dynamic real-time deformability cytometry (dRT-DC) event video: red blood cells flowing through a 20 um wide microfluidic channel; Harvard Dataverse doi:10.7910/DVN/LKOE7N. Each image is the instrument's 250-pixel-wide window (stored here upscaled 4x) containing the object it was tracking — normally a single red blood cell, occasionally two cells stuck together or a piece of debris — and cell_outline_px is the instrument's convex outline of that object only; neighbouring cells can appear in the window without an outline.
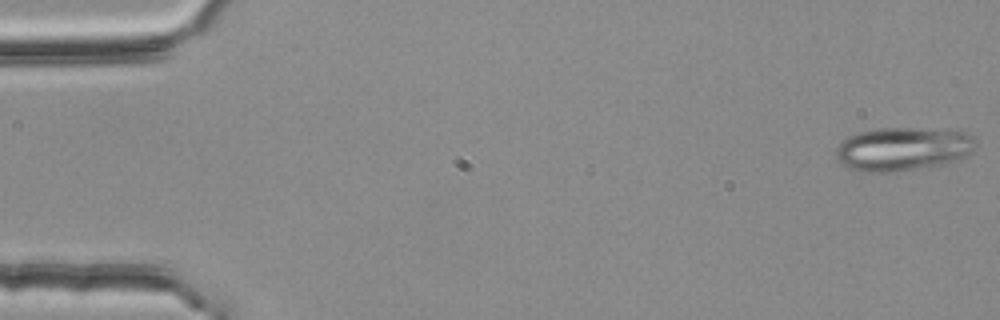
{"species": "common noctule bat (a hibernating species)", "species_latin": "Nyctalus noctula", "temperature_condition": "room temperature", "stored_images_in_passage": 54, "camera_frame_rate_fps": 3000, "um_per_image_px": 0.085, "animal": {"sex": "female", "body_mass_g": 25.1}, "frame": {"image": 1, "passage_image": 1, "time_ms": 0.0, "image_size_px": [1000, 320], "cell_outline_px": [[976, 144], [972, 152], [964, 156], [944, 164], [888, 172], [860, 172], [840, 164], [836, 160], [836, 148], [848, 136], [860, 132], [876, 128], [920, 128], [968, 132], [976, 140]], "centroid_in_image_um": [76.72, 12.65], "position_along_channel_um": 8.3, "area_um2": 35.43}}
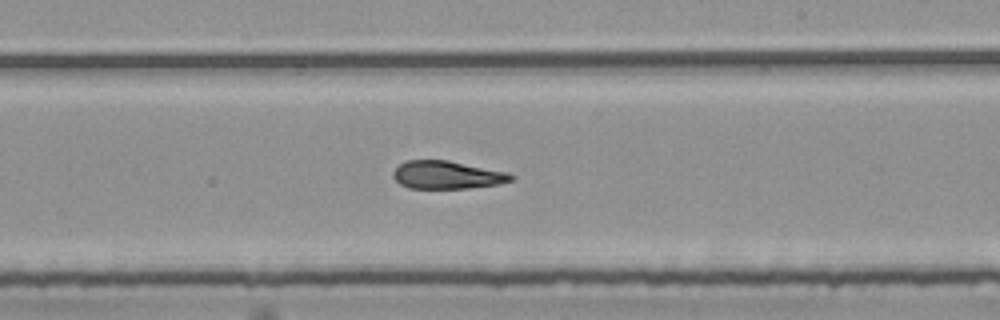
{"frame": {"image": 2, "passage_image": 32, "time_ms": 10.333, "image_size_px": [1000, 320], "cell_outline_px": [[516, 176], [512, 180], [500, 184], [468, 188], [408, 188], [400, 184], [392, 176], [392, 172], [400, 164], [408, 160], [448, 160], [508, 172]], "centroid_in_image_um": [38.01, 14.87], "position_along_channel_um": 251.0, "area_um2": 19.25}}
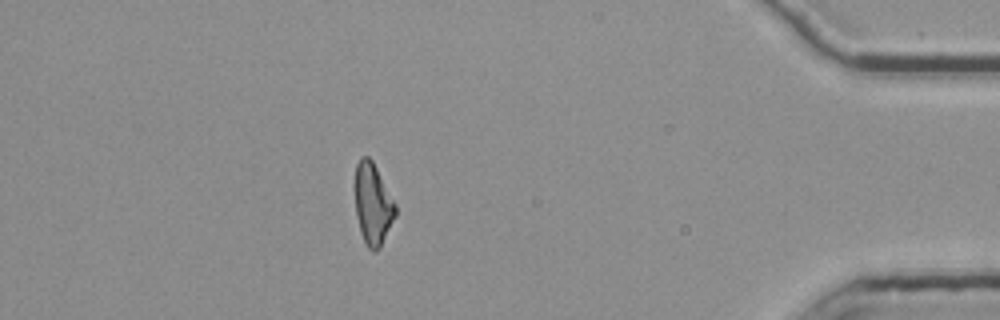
{"frame": {"image": 3, "passage_image": 48, "time_ms": 15.667, "image_size_px": [1000, 320], "cell_outline_px": [[396, 216], [380, 248], [376, 252], [372, 252], [368, 248], [360, 232], [356, 212], [352, 184], [356, 164], [360, 156], [368, 156], [372, 160], [396, 204]], "centroid_in_image_um": [31.65, 17.32], "position_along_channel_um": 403.5, "area_um2": 19.77}, "authors_computed_cell_mechanics": {"area_um2": 20.3456, "velocity_mm_per_s": 3.7796, "shape_relaxation_time_tau1_ms": null, "shape_relaxation_time_tau2_ms": 2.7049, "deformation_change_tau1": null, "deformation_change_tau2": 0.1073}}